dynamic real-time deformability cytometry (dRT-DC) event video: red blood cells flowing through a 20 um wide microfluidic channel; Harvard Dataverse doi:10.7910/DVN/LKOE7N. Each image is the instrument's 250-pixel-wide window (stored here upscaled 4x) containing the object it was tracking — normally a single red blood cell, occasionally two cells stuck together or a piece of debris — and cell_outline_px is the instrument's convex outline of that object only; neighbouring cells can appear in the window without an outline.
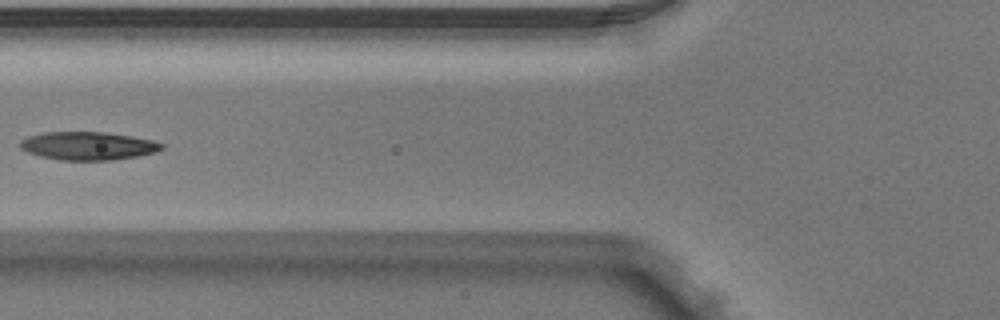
{"species": "Egyptian fruit bat (a non-hibernating species)", "species_latin": "Rousettus aegyptiacus", "temperature_condition": "warm", "stored_images_in_passage": 5, "camera_frame_rate_fps": 3000, "um_per_image_px": 0.085, "animal": {"sex": "male"}, "frame": {"image": 1, "passage_image": 5, "time_ms": 1.333, "image_size_px": [1000, 320], "cell_outline_px": [[164, 148], [156, 152], [136, 156], [112, 160], [60, 160], [40, 156], [28, 152], [20, 148], [20, 140], [28, 136], [44, 132], [104, 132], [132, 136], [152, 140], [164, 144]], "centroid_in_image_um": [7.48, 12.39], "position_along_channel_um": 118.3, "area_um2": 23.24}}